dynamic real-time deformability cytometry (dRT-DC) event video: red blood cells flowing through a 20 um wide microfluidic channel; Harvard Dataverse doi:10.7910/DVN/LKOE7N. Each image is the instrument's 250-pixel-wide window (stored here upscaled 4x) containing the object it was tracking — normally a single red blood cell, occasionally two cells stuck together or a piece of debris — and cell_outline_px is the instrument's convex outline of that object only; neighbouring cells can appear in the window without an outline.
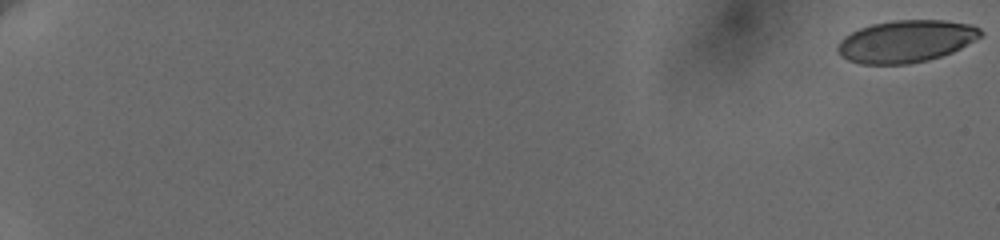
{"species": "human", "species_latin": "Homo sapiens", "temperature_condition": "cold", "stored_images_in_passage": 14, "camera_frame_rate_fps": 3000, "um_per_image_px": 0.085, "donor": {"sex": "female"}, "frame": {"image": 1, "passage_image": 1, "time_ms": 0.0, "image_size_px": [1000, 240], "cell_outline_px": [[984, 32], [980, 36], [960, 48], [952, 52], [928, 60], [908, 64], [860, 64], [848, 60], [840, 56], [836, 48], [840, 40], [844, 36], [860, 28], [872, 24], [892, 20], [944, 20], [972, 24], [980, 28]], "centroid_in_image_um": [76.99, 3.5], "position_along_channel_um": 8.0, "area_um2": 35.2}}
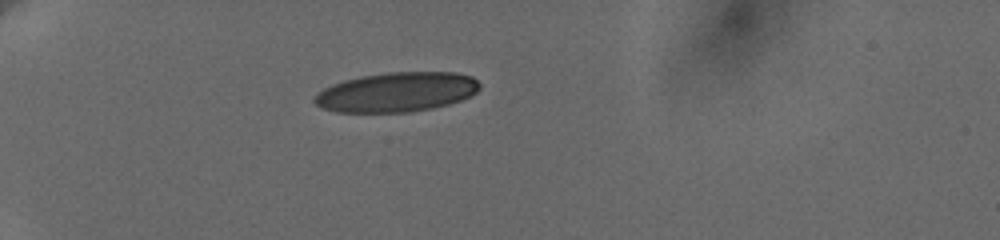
{"frame": {"image": 2, "passage_image": 12, "time_ms": 6.667, "image_size_px": [1000, 240], "cell_outline_px": [[480, 88], [476, 92], [460, 100], [448, 104], [432, 108], [408, 112], [336, 112], [324, 108], [316, 104], [312, 100], [324, 88], [332, 84], [344, 80], [360, 76], [388, 72], [456, 72], [472, 76], [480, 84]], "centroid_in_image_um": [33.72, 7.82], "position_along_channel_um": 51.3, "area_um2": 37.97}}
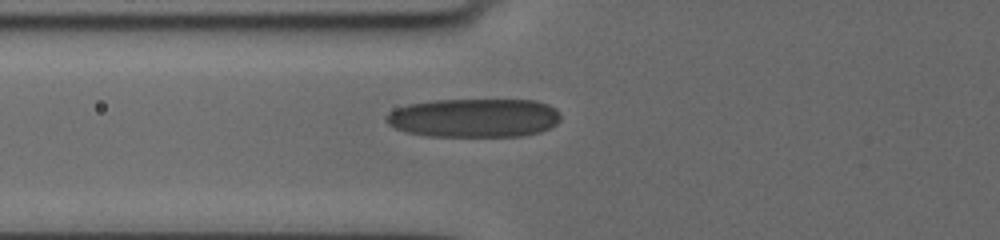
{"frame": {"image": 3, "passage_image": 14, "time_ms": 8.667, "image_size_px": [1000, 240], "cell_outline_px": [[560, 120], [556, 124], [540, 132], [520, 136], [428, 136], [408, 132], [396, 128], [388, 124], [384, 120], [384, 116], [388, 112], [396, 108], [408, 104], [432, 100], [536, 100], [548, 104], [556, 108], [560, 112]], "centroid_in_image_um": [40.3, 10.01], "position_along_channel_um": 85.5, "area_um2": 39.71}}